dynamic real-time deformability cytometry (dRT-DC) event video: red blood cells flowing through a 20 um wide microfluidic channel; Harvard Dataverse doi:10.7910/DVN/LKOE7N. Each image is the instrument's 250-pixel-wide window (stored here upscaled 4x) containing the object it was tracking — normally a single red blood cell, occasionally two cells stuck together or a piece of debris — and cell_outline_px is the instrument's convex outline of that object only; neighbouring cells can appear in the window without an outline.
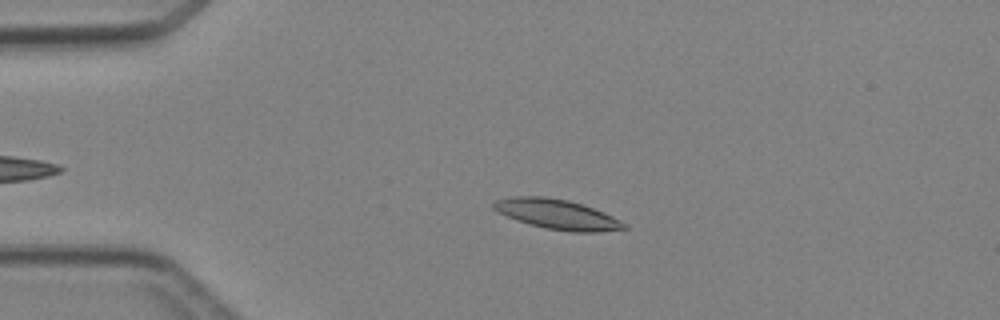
{"species": "Egyptian fruit bat (a non-hibernating species)", "species_latin": "Rousettus aegyptiacus", "temperature_condition": "cold", "stored_images_in_passage": 5, "camera_frame_rate_fps": 3000, "um_per_image_px": 0.085, "animal": {"sex": "female"}, "frame": {"image": 1, "passage_image": 3, "time_ms": 2.333, "image_size_px": [1000, 320], "cell_outline_px": [[628, 228], [596, 232], [572, 232], [544, 228], [528, 224], [516, 220], [496, 212], [492, 208], [492, 204], [496, 200], [512, 196], [544, 196], [568, 200], [604, 212], [628, 224]], "centroid_in_image_um": [47.32, 18.22], "position_along_channel_um": 37.7, "area_um2": 22.83}}
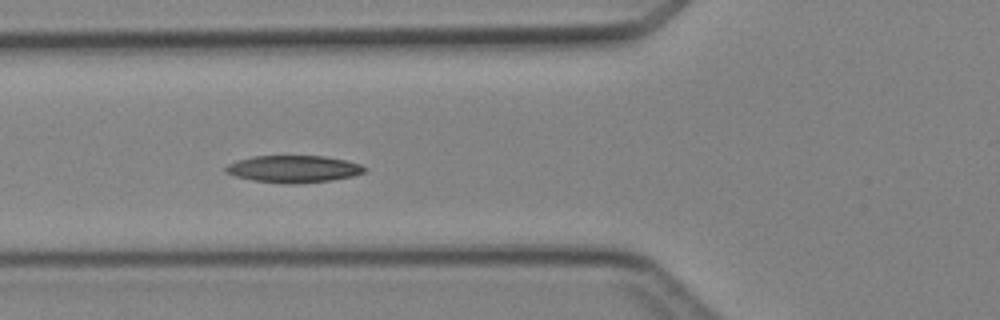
{"frame": {"image": 2, "passage_image": 5, "time_ms": 4.667, "image_size_px": [1000, 320], "cell_outline_px": [[368, 168], [364, 172], [352, 176], [328, 180], [252, 180], [236, 176], [224, 172], [224, 168], [228, 164], [236, 160], [252, 156], [324, 156], [348, 160], [360, 164]], "centroid_in_image_um": [24.95, 14.29], "position_along_channel_um": 100.9, "area_um2": 20.75}}